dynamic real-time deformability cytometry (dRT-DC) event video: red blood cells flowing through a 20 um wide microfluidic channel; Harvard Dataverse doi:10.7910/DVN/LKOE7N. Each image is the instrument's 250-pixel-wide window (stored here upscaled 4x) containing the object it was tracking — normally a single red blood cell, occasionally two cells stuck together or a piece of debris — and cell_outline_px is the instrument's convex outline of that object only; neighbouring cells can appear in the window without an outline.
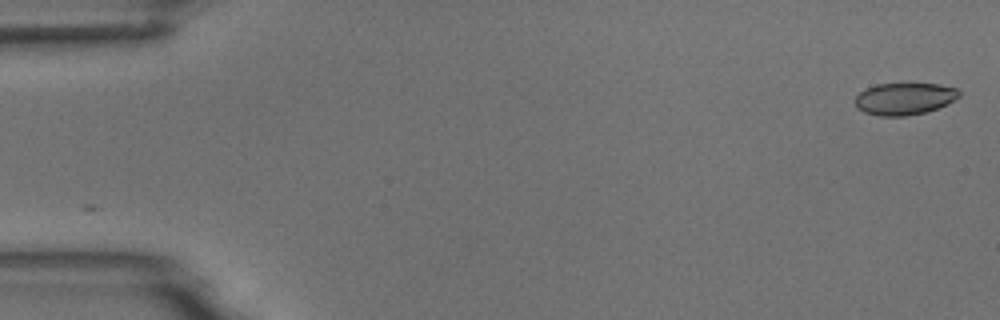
{"species": "common noctule bat (a hibernating species)", "species_latin": "Nyctalus noctula", "temperature_condition": "room temperature", "stored_images_in_passage": 2, "camera_frame_rate_fps": 3000, "um_per_image_px": 0.085, "animal": {"sex": "male", "body_mass_g": 18.8}, "frame": {"image": 1, "passage_image": 2, "time_ms": 1.333, "image_size_px": [1000, 320], "cell_outline_px": [[960, 96], [936, 108], [924, 112], [904, 116], [880, 116], [864, 112], [856, 108], [856, 96], [860, 92], [876, 84], [940, 84], [956, 88], [960, 92]], "centroid_in_image_um": [76.85, 8.39], "position_along_channel_um": 8.2, "area_um2": 19.07}}